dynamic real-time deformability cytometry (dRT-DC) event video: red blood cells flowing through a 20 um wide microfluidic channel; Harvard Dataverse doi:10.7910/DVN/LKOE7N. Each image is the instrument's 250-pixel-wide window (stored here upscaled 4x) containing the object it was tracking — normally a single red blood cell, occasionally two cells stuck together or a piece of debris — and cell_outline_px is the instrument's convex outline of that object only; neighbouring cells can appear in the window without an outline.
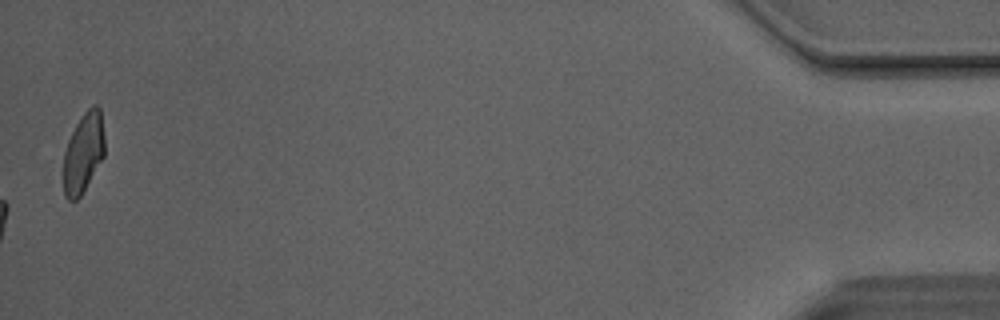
{"species": "Egyptian fruit bat (a non-hibernating species)", "species_latin": "Rousettus aegyptiacus", "temperature_condition": "room temperature", "stored_images_in_passage": 44, "camera_frame_rate_fps": 3000, "um_per_image_px": 0.085, "animal": {"sex": "male"}, "frame": {"image": 1, "passage_image": 44, "time_ms": 14.333, "image_size_px": [1000, 320], "cell_outline_px": [[104, 156], [80, 196], [76, 200], [68, 200], [64, 196], [64, 152], [68, 140], [76, 124], [84, 112], [92, 104], [96, 104], [100, 108], [104, 136]], "centroid_in_image_um": [7.09, 12.96], "position_along_channel_um": 428.1, "area_um2": 19.02}, "authors_computed_cell_mechanics": {"area_um2": 15.317, "velocity_mm_per_s": 4.1291, "shape_relaxation_time_tau1_ms": null, "shape_relaxation_time_tau2_ms": 1.911, "deformation_change_tau1": null, "deformation_change_tau2": 0.0848}}